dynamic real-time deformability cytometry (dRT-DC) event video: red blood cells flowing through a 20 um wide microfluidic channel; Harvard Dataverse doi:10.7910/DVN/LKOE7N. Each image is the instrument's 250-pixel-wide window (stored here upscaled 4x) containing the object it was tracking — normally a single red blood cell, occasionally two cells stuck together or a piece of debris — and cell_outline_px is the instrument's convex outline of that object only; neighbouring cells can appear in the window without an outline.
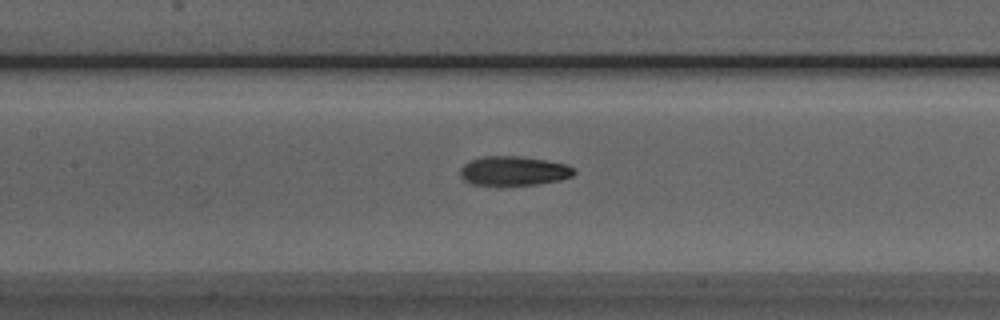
{"species": "Egyptian fruit bat (a non-hibernating species)", "species_latin": "Rousettus aegyptiacus", "temperature_condition": "room temperature", "stored_images_in_passage": 37, "camera_frame_rate_fps": 3000, "um_per_image_px": 0.085, "animal": {"sex": "male"}, "frame": {"image": 1, "passage_image": 19, "time_ms": 6.0, "image_size_px": [1000, 320], "cell_outline_px": [[576, 172], [572, 176], [560, 180], [536, 184], [472, 184], [464, 180], [460, 176], [460, 168], [464, 164], [480, 156], [516, 156], [544, 160], [568, 164], [576, 168]], "centroid_in_image_um": [43.69, 14.51], "position_along_channel_um": 163.7, "area_um2": 19.25}}
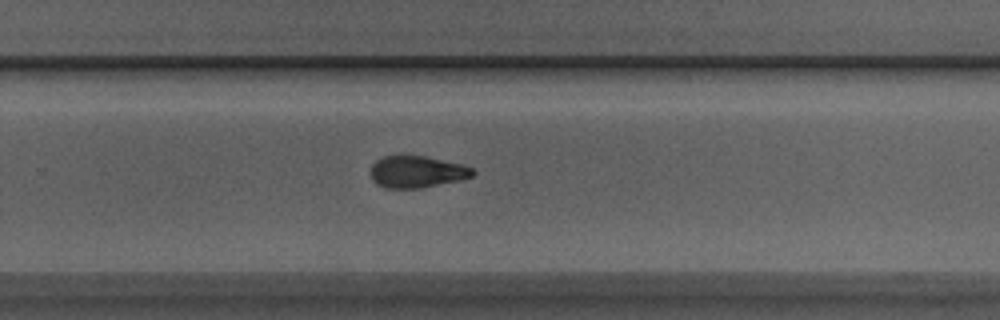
{"frame": {"image": 2, "passage_image": 29, "time_ms": 9.333, "image_size_px": [1000, 320], "cell_outline_px": [[476, 172], [472, 176], [456, 180], [420, 188], [384, 188], [376, 184], [372, 180], [368, 172], [372, 164], [376, 160], [384, 156], [424, 156], [460, 164], [472, 168]], "centroid_in_image_um": [35.34, 14.61], "position_along_channel_um": 294.5, "area_um2": 18.79}}
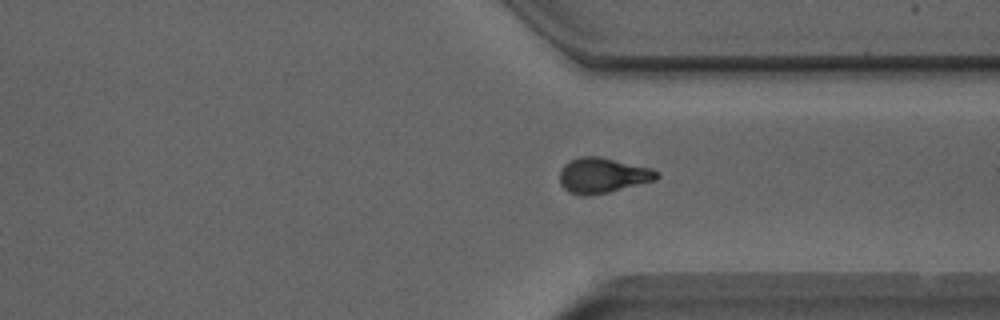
{"frame": {"image": 3, "passage_image": 34, "time_ms": 11.0, "image_size_px": [1000, 320], "cell_outline_px": [[660, 176], [656, 180], [608, 192], [588, 196], [580, 196], [568, 192], [560, 184], [560, 168], [568, 160], [580, 156], [600, 156], [652, 168], [660, 172]], "centroid_in_image_um": [51.21, 14.9], "position_along_channel_um": 360.2, "area_um2": 20.29}}